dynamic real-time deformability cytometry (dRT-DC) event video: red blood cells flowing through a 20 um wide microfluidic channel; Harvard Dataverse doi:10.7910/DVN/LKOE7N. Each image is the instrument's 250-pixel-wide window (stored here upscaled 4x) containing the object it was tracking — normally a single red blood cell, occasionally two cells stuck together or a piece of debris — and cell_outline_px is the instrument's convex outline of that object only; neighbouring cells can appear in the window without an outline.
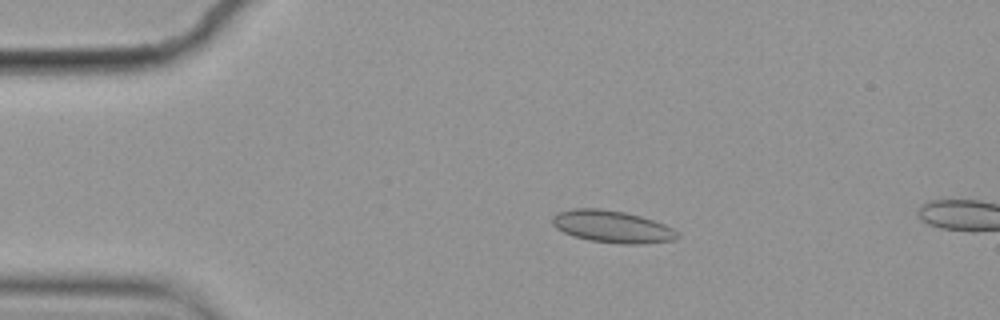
{"species": "common noctule bat (a hibernating species)", "species_latin": "Nyctalus noctula", "temperature_condition": "cold", "stored_images_in_passage": 3, "camera_frame_rate_fps": 3000, "um_per_image_px": 0.085, "animal": {"sex": "female", "body_mass_g": 19.9}, "frame": {"image": 1, "passage_image": 2, "time_ms": 0.333, "image_size_px": [1000, 320], "cell_outline_px": [[680, 236], [676, 240], [640, 244], [620, 244], [588, 240], [572, 236], [556, 228], [552, 224], [552, 216], [560, 212], [572, 208], [600, 208], [624, 212], [640, 216], [664, 224], [680, 232]], "centroid_in_image_um": [52.05, 19.27], "position_along_channel_um": 33.0, "area_um2": 23.58}}